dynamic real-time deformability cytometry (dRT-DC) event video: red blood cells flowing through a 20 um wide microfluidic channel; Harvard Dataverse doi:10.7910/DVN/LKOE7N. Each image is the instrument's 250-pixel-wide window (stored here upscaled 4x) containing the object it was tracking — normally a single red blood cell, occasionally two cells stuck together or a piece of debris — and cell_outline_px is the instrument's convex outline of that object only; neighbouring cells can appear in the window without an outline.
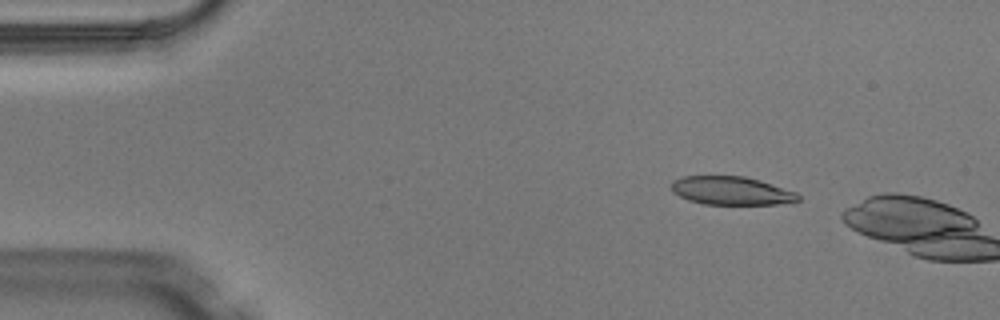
{"species": "Egyptian fruit bat (a non-hibernating species)", "species_latin": "Rousettus aegyptiacus", "temperature_condition": "warm", "stored_images_in_passage": 2, "camera_frame_rate_fps": 3000, "um_per_image_px": 0.085, "animal": {"sex": "male"}, "frame": {"image": 1, "passage_image": 1, "time_ms": 0.0, "image_size_px": [1000, 320], "cell_outline_px": [[800, 200], [776, 204], [704, 204], [688, 200], [672, 192], [672, 180], [684, 176], [744, 176], [760, 180], [796, 192], [800, 196]], "centroid_in_image_um": [62.15, 16.2], "position_along_channel_um": 22.9, "area_um2": 20.87}}